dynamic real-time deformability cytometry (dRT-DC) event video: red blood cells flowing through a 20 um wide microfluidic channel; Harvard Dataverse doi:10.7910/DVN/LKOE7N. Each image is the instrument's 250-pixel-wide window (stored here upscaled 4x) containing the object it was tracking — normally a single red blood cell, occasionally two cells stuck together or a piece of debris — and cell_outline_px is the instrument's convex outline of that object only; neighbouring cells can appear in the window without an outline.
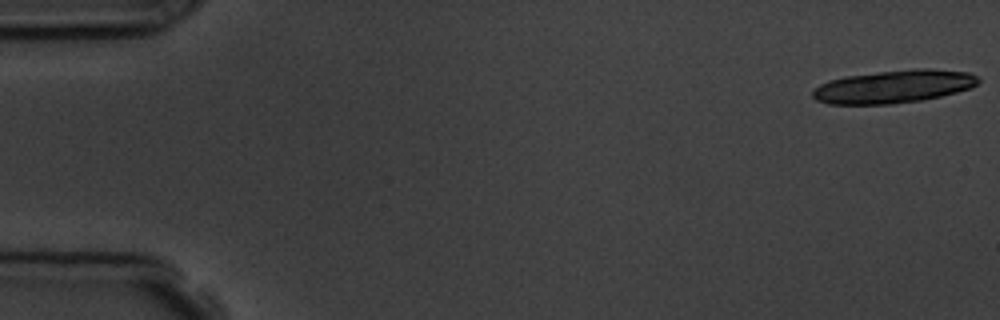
{"species": "common noctule bat (a hibernating species)", "species_latin": "Nyctalus noctula", "temperature_condition": "room temperature", "stored_images_in_passage": 9, "camera_frame_rate_fps": 3000, "um_per_image_px": 0.085, "animal": {"sex": "male", "body_mass_g": 19.5, "forearm_length_mm": 54.6}, "frame": {"image": 1, "passage_image": 1, "time_ms": 0.0, "image_size_px": [1000, 320], "cell_outline_px": [[980, 80], [972, 88], [940, 96], [920, 100], [892, 104], [828, 104], [816, 100], [812, 96], [812, 92], [820, 84], [828, 80], [844, 76], [916, 68], [928, 68], [968, 72], [976, 76]], "centroid_in_image_um": [75.95, 7.35], "position_along_channel_um": 9.0, "area_um2": 31.73}}
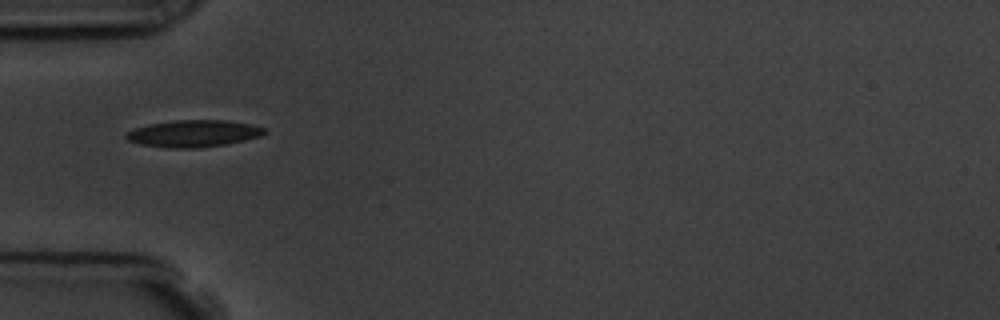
{"frame": {"image": 2, "passage_image": 6, "time_ms": 5.667, "image_size_px": [1000, 320], "cell_outline_px": [[268, 132], [260, 136], [244, 140], [224, 144], [196, 148], [168, 148], [140, 144], [128, 140], [124, 136], [128, 132], [136, 128], [148, 124], [172, 120], [228, 120], [268, 128]], "centroid_in_image_um": [16.46, 11.34], "position_along_channel_um": 68.5, "area_um2": 21.68}}